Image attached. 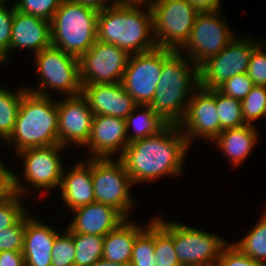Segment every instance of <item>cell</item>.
Listing matches in <instances>:
<instances>
[{"instance_id":"277c9868","label":"cell","mask_w":266,"mask_h":266,"mask_svg":"<svg viewBox=\"0 0 266 266\" xmlns=\"http://www.w3.org/2000/svg\"><path fill=\"white\" fill-rule=\"evenodd\" d=\"M5 143L15 154L27 148L59 144L57 100L26 90L13 132Z\"/></svg>"},{"instance_id":"e0dca14e","label":"cell","mask_w":266,"mask_h":266,"mask_svg":"<svg viewBox=\"0 0 266 266\" xmlns=\"http://www.w3.org/2000/svg\"><path fill=\"white\" fill-rule=\"evenodd\" d=\"M128 144L125 119L94 115L91 133L84 146L90 155L85 158H119Z\"/></svg>"},{"instance_id":"7a4b0ae2","label":"cell","mask_w":266,"mask_h":266,"mask_svg":"<svg viewBox=\"0 0 266 266\" xmlns=\"http://www.w3.org/2000/svg\"><path fill=\"white\" fill-rule=\"evenodd\" d=\"M111 5L99 11L97 40L115 44L129 55L157 48L151 7Z\"/></svg>"},{"instance_id":"4dcf8cb0","label":"cell","mask_w":266,"mask_h":266,"mask_svg":"<svg viewBox=\"0 0 266 266\" xmlns=\"http://www.w3.org/2000/svg\"><path fill=\"white\" fill-rule=\"evenodd\" d=\"M216 107L221 132L246 125L242 115L241 100L225 96L216 89Z\"/></svg>"},{"instance_id":"b9f144b4","label":"cell","mask_w":266,"mask_h":266,"mask_svg":"<svg viewBox=\"0 0 266 266\" xmlns=\"http://www.w3.org/2000/svg\"><path fill=\"white\" fill-rule=\"evenodd\" d=\"M190 3L199 13L215 12L223 10L222 0H185Z\"/></svg>"},{"instance_id":"f6af8a7d","label":"cell","mask_w":266,"mask_h":266,"mask_svg":"<svg viewBox=\"0 0 266 266\" xmlns=\"http://www.w3.org/2000/svg\"><path fill=\"white\" fill-rule=\"evenodd\" d=\"M152 2L153 0H113L114 5L137 7H151Z\"/></svg>"},{"instance_id":"60d3db41","label":"cell","mask_w":266,"mask_h":266,"mask_svg":"<svg viewBox=\"0 0 266 266\" xmlns=\"http://www.w3.org/2000/svg\"><path fill=\"white\" fill-rule=\"evenodd\" d=\"M1 155V153H0ZM1 157V156H0ZM0 158V200L8 195L11 190V169Z\"/></svg>"},{"instance_id":"f35d334b","label":"cell","mask_w":266,"mask_h":266,"mask_svg":"<svg viewBox=\"0 0 266 266\" xmlns=\"http://www.w3.org/2000/svg\"><path fill=\"white\" fill-rule=\"evenodd\" d=\"M254 87L253 81L247 73L236 74L235 76L224 81L216 89L225 96L243 100Z\"/></svg>"},{"instance_id":"9c48e42d","label":"cell","mask_w":266,"mask_h":266,"mask_svg":"<svg viewBox=\"0 0 266 266\" xmlns=\"http://www.w3.org/2000/svg\"><path fill=\"white\" fill-rule=\"evenodd\" d=\"M91 172L95 202L109 205L130 219L136 204L130 190L134 185L122 161L119 158H91Z\"/></svg>"},{"instance_id":"8992f818","label":"cell","mask_w":266,"mask_h":266,"mask_svg":"<svg viewBox=\"0 0 266 266\" xmlns=\"http://www.w3.org/2000/svg\"><path fill=\"white\" fill-rule=\"evenodd\" d=\"M98 13L93 8L63 0L50 21L51 45L79 58L97 41Z\"/></svg>"},{"instance_id":"bcb514c9","label":"cell","mask_w":266,"mask_h":266,"mask_svg":"<svg viewBox=\"0 0 266 266\" xmlns=\"http://www.w3.org/2000/svg\"><path fill=\"white\" fill-rule=\"evenodd\" d=\"M89 266H127L125 264H121V263H115V262H110L107 261L103 258L99 259L98 261H96L95 263L89 265Z\"/></svg>"},{"instance_id":"5bb4252c","label":"cell","mask_w":266,"mask_h":266,"mask_svg":"<svg viewBox=\"0 0 266 266\" xmlns=\"http://www.w3.org/2000/svg\"><path fill=\"white\" fill-rule=\"evenodd\" d=\"M129 56L115 44L97 40L78 58L81 85L121 82Z\"/></svg>"},{"instance_id":"8fae6325","label":"cell","mask_w":266,"mask_h":266,"mask_svg":"<svg viewBox=\"0 0 266 266\" xmlns=\"http://www.w3.org/2000/svg\"><path fill=\"white\" fill-rule=\"evenodd\" d=\"M221 11L198 13L189 39L179 51L186 53L198 68L238 36L229 27Z\"/></svg>"},{"instance_id":"9a60e30c","label":"cell","mask_w":266,"mask_h":266,"mask_svg":"<svg viewBox=\"0 0 266 266\" xmlns=\"http://www.w3.org/2000/svg\"><path fill=\"white\" fill-rule=\"evenodd\" d=\"M178 126L190 147L196 138L212 143L221 133L216 107V89L205 90L199 87L190 97L185 117Z\"/></svg>"},{"instance_id":"e575fe53","label":"cell","mask_w":266,"mask_h":266,"mask_svg":"<svg viewBox=\"0 0 266 266\" xmlns=\"http://www.w3.org/2000/svg\"><path fill=\"white\" fill-rule=\"evenodd\" d=\"M31 215L27 211L13 226L0 231V252L23 251L26 220Z\"/></svg>"},{"instance_id":"52a82bcc","label":"cell","mask_w":266,"mask_h":266,"mask_svg":"<svg viewBox=\"0 0 266 266\" xmlns=\"http://www.w3.org/2000/svg\"><path fill=\"white\" fill-rule=\"evenodd\" d=\"M32 59L39 83L35 88L27 85V90L43 96H53L54 90L65 97L82 94L77 57L51 45Z\"/></svg>"},{"instance_id":"6da1fadb","label":"cell","mask_w":266,"mask_h":266,"mask_svg":"<svg viewBox=\"0 0 266 266\" xmlns=\"http://www.w3.org/2000/svg\"><path fill=\"white\" fill-rule=\"evenodd\" d=\"M189 149L180 127L168 124L157 134L130 142L119 159L135 186L181 176Z\"/></svg>"},{"instance_id":"f546056e","label":"cell","mask_w":266,"mask_h":266,"mask_svg":"<svg viewBox=\"0 0 266 266\" xmlns=\"http://www.w3.org/2000/svg\"><path fill=\"white\" fill-rule=\"evenodd\" d=\"M154 266H181L173 244V236L154 218Z\"/></svg>"},{"instance_id":"ab89813d","label":"cell","mask_w":266,"mask_h":266,"mask_svg":"<svg viewBox=\"0 0 266 266\" xmlns=\"http://www.w3.org/2000/svg\"><path fill=\"white\" fill-rule=\"evenodd\" d=\"M215 266H266L243 254L232 243H228L221 251Z\"/></svg>"},{"instance_id":"4fadbf2b","label":"cell","mask_w":266,"mask_h":266,"mask_svg":"<svg viewBox=\"0 0 266 266\" xmlns=\"http://www.w3.org/2000/svg\"><path fill=\"white\" fill-rule=\"evenodd\" d=\"M173 52L156 48L129 56L121 83L137 105H150L160 80L163 62Z\"/></svg>"},{"instance_id":"484cf974","label":"cell","mask_w":266,"mask_h":266,"mask_svg":"<svg viewBox=\"0 0 266 266\" xmlns=\"http://www.w3.org/2000/svg\"><path fill=\"white\" fill-rule=\"evenodd\" d=\"M26 90L25 84L14 90L0 85V139L4 142L3 145L13 132L21 99Z\"/></svg>"},{"instance_id":"7402d4cb","label":"cell","mask_w":266,"mask_h":266,"mask_svg":"<svg viewBox=\"0 0 266 266\" xmlns=\"http://www.w3.org/2000/svg\"><path fill=\"white\" fill-rule=\"evenodd\" d=\"M36 216L32 214L26 220L22 251L25 266H51L53 243L60 232Z\"/></svg>"},{"instance_id":"603a6c76","label":"cell","mask_w":266,"mask_h":266,"mask_svg":"<svg viewBox=\"0 0 266 266\" xmlns=\"http://www.w3.org/2000/svg\"><path fill=\"white\" fill-rule=\"evenodd\" d=\"M259 128L246 124L241 127L223 130L212 142L214 147L227 157L231 166L238 167L249 157L259 141ZM231 161V162H230Z\"/></svg>"},{"instance_id":"74e56055","label":"cell","mask_w":266,"mask_h":266,"mask_svg":"<svg viewBox=\"0 0 266 266\" xmlns=\"http://www.w3.org/2000/svg\"><path fill=\"white\" fill-rule=\"evenodd\" d=\"M266 38L254 49L248 65L247 75L254 86L266 87Z\"/></svg>"},{"instance_id":"ac0fdd59","label":"cell","mask_w":266,"mask_h":266,"mask_svg":"<svg viewBox=\"0 0 266 266\" xmlns=\"http://www.w3.org/2000/svg\"><path fill=\"white\" fill-rule=\"evenodd\" d=\"M82 95L88 100L94 115L125 119L137 106L121 82L82 85Z\"/></svg>"},{"instance_id":"cb8c5ba5","label":"cell","mask_w":266,"mask_h":266,"mask_svg":"<svg viewBox=\"0 0 266 266\" xmlns=\"http://www.w3.org/2000/svg\"><path fill=\"white\" fill-rule=\"evenodd\" d=\"M130 219L104 236L102 258L129 266L136 236L146 227Z\"/></svg>"},{"instance_id":"d6a6232c","label":"cell","mask_w":266,"mask_h":266,"mask_svg":"<svg viewBox=\"0 0 266 266\" xmlns=\"http://www.w3.org/2000/svg\"><path fill=\"white\" fill-rule=\"evenodd\" d=\"M241 103L245 123L255 125V120L263 119L266 110V87L254 86Z\"/></svg>"},{"instance_id":"83f0119b","label":"cell","mask_w":266,"mask_h":266,"mask_svg":"<svg viewBox=\"0 0 266 266\" xmlns=\"http://www.w3.org/2000/svg\"><path fill=\"white\" fill-rule=\"evenodd\" d=\"M75 246L74 266H89L102 258L104 236L70 233Z\"/></svg>"},{"instance_id":"ffe728a7","label":"cell","mask_w":266,"mask_h":266,"mask_svg":"<svg viewBox=\"0 0 266 266\" xmlns=\"http://www.w3.org/2000/svg\"><path fill=\"white\" fill-rule=\"evenodd\" d=\"M71 212L74 216L65 228L69 233L105 236L126 220L115 208L97 202Z\"/></svg>"},{"instance_id":"d4e9b609","label":"cell","mask_w":266,"mask_h":266,"mask_svg":"<svg viewBox=\"0 0 266 266\" xmlns=\"http://www.w3.org/2000/svg\"><path fill=\"white\" fill-rule=\"evenodd\" d=\"M125 121L129 143L157 134L169 124L149 105H137Z\"/></svg>"},{"instance_id":"44dd1931","label":"cell","mask_w":266,"mask_h":266,"mask_svg":"<svg viewBox=\"0 0 266 266\" xmlns=\"http://www.w3.org/2000/svg\"><path fill=\"white\" fill-rule=\"evenodd\" d=\"M50 46V21L15 9L10 39V53L26 49L33 51V55H35Z\"/></svg>"},{"instance_id":"7c38bea8","label":"cell","mask_w":266,"mask_h":266,"mask_svg":"<svg viewBox=\"0 0 266 266\" xmlns=\"http://www.w3.org/2000/svg\"><path fill=\"white\" fill-rule=\"evenodd\" d=\"M243 35H238L218 54L199 67L200 88L216 89L236 74L247 73L253 49L263 39Z\"/></svg>"},{"instance_id":"d590c367","label":"cell","mask_w":266,"mask_h":266,"mask_svg":"<svg viewBox=\"0 0 266 266\" xmlns=\"http://www.w3.org/2000/svg\"><path fill=\"white\" fill-rule=\"evenodd\" d=\"M63 0H16L14 6L19 12L51 21Z\"/></svg>"},{"instance_id":"f1b7e54d","label":"cell","mask_w":266,"mask_h":266,"mask_svg":"<svg viewBox=\"0 0 266 266\" xmlns=\"http://www.w3.org/2000/svg\"><path fill=\"white\" fill-rule=\"evenodd\" d=\"M146 227L136 236L129 266H154V218H150Z\"/></svg>"},{"instance_id":"7dc6e473","label":"cell","mask_w":266,"mask_h":266,"mask_svg":"<svg viewBox=\"0 0 266 266\" xmlns=\"http://www.w3.org/2000/svg\"><path fill=\"white\" fill-rule=\"evenodd\" d=\"M5 62H6L5 57L2 54H0V66L4 65Z\"/></svg>"},{"instance_id":"5b68a950","label":"cell","mask_w":266,"mask_h":266,"mask_svg":"<svg viewBox=\"0 0 266 266\" xmlns=\"http://www.w3.org/2000/svg\"><path fill=\"white\" fill-rule=\"evenodd\" d=\"M64 150L65 147L56 144L27 148L15 154L14 156L17 158L18 156L20 159L22 158L23 173L20 176L11 171V190L27 199L31 198L32 194L37 195L38 190L43 194L46 190L49 192L57 187L59 189L64 165H66L61 156ZM32 191L36 193L34 194Z\"/></svg>"},{"instance_id":"ba28073f","label":"cell","mask_w":266,"mask_h":266,"mask_svg":"<svg viewBox=\"0 0 266 266\" xmlns=\"http://www.w3.org/2000/svg\"><path fill=\"white\" fill-rule=\"evenodd\" d=\"M154 218L173 236L175 252L181 266H215L222 249L230 243L219 234L199 227L166 220L160 215Z\"/></svg>"},{"instance_id":"4316f807","label":"cell","mask_w":266,"mask_h":266,"mask_svg":"<svg viewBox=\"0 0 266 266\" xmlns=\"http://www.w3.org/2000/svg\"><path fill=\"white\" fill-rule=\"evenodd\" d=\"M259 221L238 241L231 242L243 254L266 265V210Z\"/></svg>"},{"instance_id":"1f68e13d","label":"cell","mask_w":266,"mask_h":266,"mask_svg":"<svg viewBox=\"0 0 266 266\" xmlns=\"http://www.w3.org/2000/svg\"><path fill=\"white\" fill-rule=\"evenodd\" d=\"M24 197L11 191L0 200V231L13 226L27 211Z\"/></svg>"},{"instance_id":"8d00e7d4","label":"cell","mask_w":266,"mask_h":266,"mask_svg":"<svg viewBox=\"0 0 266 266\" xmlns=\"http://www.w3.org/2000/svg\"><path fill=\"white\" fill-rule=\"evenodd\" d=\"M7 1H0V54L5 57L6 63L10 59V39L12 23L16 7L13 2L7 6Z\"/></svg>"},{"instance_id":"2e32d148","label":"cell","mask_w":266,"mask_h":266,"mask_svg":"<svg viewBox=\"0 0 266 266\" xmlns=\"http://www.w3.org/2000/svg\"><path fill=\"white\" fill-rule=\"evenodd\" d=\"M57 100L59 144L84 147L89 139L94 113L82 95Z\"/></svg>"},{"instance_id":"3957f363","label":"cell","mask_w":266,"mask_h":266,"mask_svg":"<svg viewBox=\"0 0 266 266\" xmlns=\"http://www.w3.org/2000/svg\"><path fill=\"white\" fill-rule=\"evenodd\" d=\"M199 88V68L185 55L173 52L164 62L152 110L167 123L178 125L185 117L190 97Z\"/></svg>"},{"instance_id":"7bdbcfd3","label":"cell","mask_w":266,"mask_h":266,"mask_svg":"<svg viewBox=\"0 0 266 266\" xmlns=\"http://www.w3.org/2000/svg\"><path fill=\"white\" fill-rule=\"evenodd\" d=\"M0 266H25L23 253L15 251H1Z\"/></svg>"},{"instance_id":"30bf717a","label":"cell","mask_w":266,"mask_h":266,"mask_svg":"<svg viewBox=\"0 0 266 266\" xmlns=\"http://www.w3.org/2000/svg\"><path fill=\"white\" fill-rule=\"evenodd\" d=\"M151 10L157 48L179 52L199 12L185 0H153Z\"/></svg>"},{"instance_id":"c3c4849f","label":"cell","mask_w":266,"mask_h":266,"mask_svg":"<svg viewBox=\"0 0 266 266\" xmlns=\"http://www.w3.org/2000/svg\"><path fill=\"white\" fill-rule=\"evenodd\" d=\"M263 118H265V120H266V110H265V113H264V116H263Z\"/></svg>"},{"instance_id":"836d02e7","label":"cell","mask_w":266,"mask_h":266,"mask_svg":"<svg viewBox=\"0 0 266 266\" xmlns=\"http://www.w3.org/2000/svg\"><path fill=\"white\" fill-rule=\"evenodd\" d=\"M75 246L72 235L64 228L53 243L51 266H74Z\"/></svg>"},{"instance_id":"d6986e66","label":"cell","mask_w":266,"mask_h":266,"mask_svg":"<svg viewBox=\"0 0 266 266\" xmlns=\"http://www.w3.org/2000/svg\"><path fill=\"white\" fill-rule=\"evenodd\" d=\"M74 163L72 166L69 165L70 169L64 168L58 189L63 204L70 211L95 202L91 158L83 157V160L80 158Z\"/></svg>"},{"instance_id":"ee69618b","label":"cell","mask_w":266,"mask_h":266,"mask_svg":"<svg viewBox=\"0 0 266 266\" xmlns=\"http://www.w3.org/2000/svg\"><path fill=\"white\" fill-rule=\"evenodd\" d=\"M71 1L93 8L97 11H102L103 9L113 5V0H71Z\"/></svg>"}]
</instances>
